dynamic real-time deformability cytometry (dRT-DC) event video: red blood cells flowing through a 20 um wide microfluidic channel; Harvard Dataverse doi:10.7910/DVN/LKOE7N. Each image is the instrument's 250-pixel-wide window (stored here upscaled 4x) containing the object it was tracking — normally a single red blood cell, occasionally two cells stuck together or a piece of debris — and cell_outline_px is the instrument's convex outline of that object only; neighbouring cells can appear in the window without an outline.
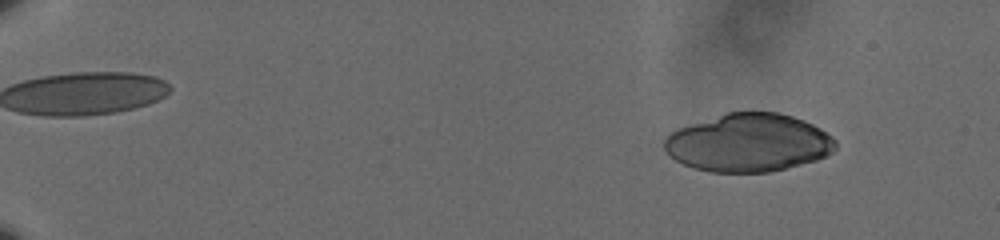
{"species": "human", "species_latin": "Homo sapiens", "temperature_condition": "cold", "stored_images_in_passage": 31, "camera_frame_rate_fps": 3000, "um_per_image_px": 0.085, "donor": {"sex": "male"}, "frame": {"image": 1, "passage_image": 7, "time_ms": 2.0, "image_size_px": [1000, 240], "cell_outline_px": [[836, 148], [832, 152], [816, 160], [768, 172], [712, 172], [692, 168], [676, 160], [664, 148], [664, 136], [676, 128], [724, 112], [780, 112], [804, 120], [820, 128], [832, 136], [836, 140]], "centroid_in_image_um": [63.59, 12.12], "position_along_channel_um": 21.4, "area_um2": 58.15}}
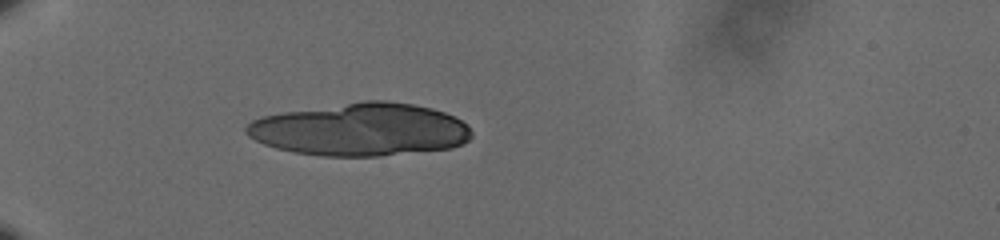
{"frame": {"image": 2, "passage_image": 20, "time_ms": 6.333, "image_size_px": [1000, 240], "cell_outline_px": [[472, 136], [464, 144], [452, 148], [380, 156], [324, 156], [292, 152], [276, 148], [264, 144], [248, 136], [244, 132], [244, 128], [252, 120], [264, 116], [284, 112], [364, 100], [384, 100], [412, 104], [432, 108], [444, 112], [468, 124], [472, 132]], "centroid_in_image_um": [30.65, 11.02], "position_along_channel_um": 54.3, "area_um2": 69.36}}